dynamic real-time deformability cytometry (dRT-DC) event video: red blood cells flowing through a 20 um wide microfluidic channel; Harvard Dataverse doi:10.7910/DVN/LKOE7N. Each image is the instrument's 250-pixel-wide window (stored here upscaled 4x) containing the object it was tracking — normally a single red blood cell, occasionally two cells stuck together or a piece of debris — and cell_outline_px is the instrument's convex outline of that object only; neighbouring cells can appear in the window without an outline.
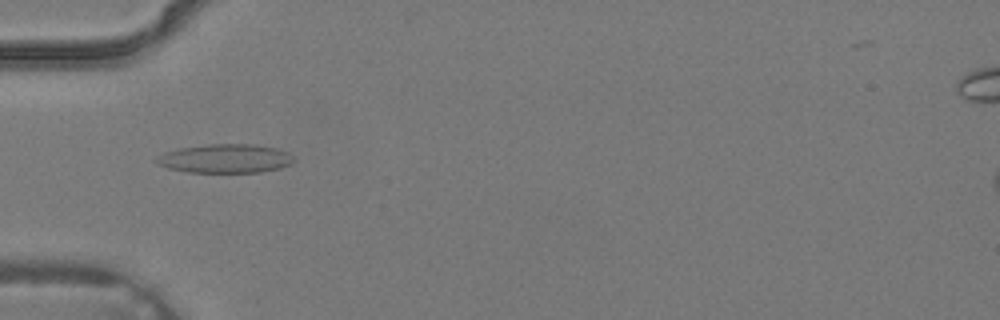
{"species": "common noctule bat (a hibernating species)", "species_latin": "Nyctalus noctula", "temperature_condition": "warm", "stored_images_in_passage": 2, "camera_frame_rate_fps": 3000, "um_per_image_px": 0.085, "animal": {"sex": "male", "body_mass_g": 19.2, "forearm_length_mm": 51.8}, "frame": {"image": 1, "passage_image": 2, "time_ms": 0.333, "image_size_px": [1000, 320], "cell_outline_px": [[292, 160], [288, 164], [280, 168], [260, 172], [188, 172], [168, 168], [152, 160], [156, 156], [164, 152], [180, 148], [208, 144], [252, 144], [276, 148], [288, 152], [292, 156]], "centroid_in_image_um": [19.1, 13.47], "position_along_channel_um": 65.9, "area_um2": 22.95}}